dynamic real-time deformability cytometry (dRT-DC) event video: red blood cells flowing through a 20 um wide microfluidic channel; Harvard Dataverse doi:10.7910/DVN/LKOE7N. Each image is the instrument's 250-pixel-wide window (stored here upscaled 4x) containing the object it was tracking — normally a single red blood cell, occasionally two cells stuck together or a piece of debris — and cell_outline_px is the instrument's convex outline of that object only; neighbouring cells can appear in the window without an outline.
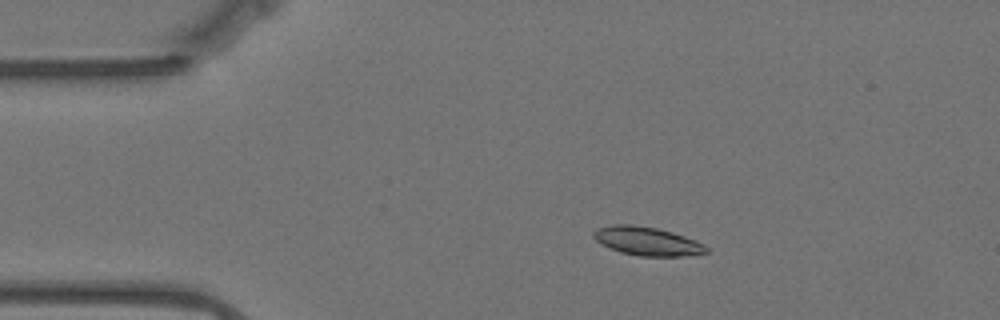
{"species": "Egyptian fruit bat (a non-hibernating species)", "species_latin": "Rousettus aegyptiacus", "temperature_condition": "warm", "stored_images_in_passage": 59, "camera_frame_rate_fps": 3000, "um_per_image_px": 0.085, "animal": {"sex": "female"}, "frame": {"image": 1, "passage_image": 11, "time_ms": 3.333, "image_size_px": [1000, 320], "cell_outline_px": [[708, 252], [680, 256], [640, 256], [620, 252], [600, 244], [592, 236], [592, 232], [600, 228], [612, 224], [632, 224], [656, 228], [672, 232], [696, 240], [704, 244], [708, 248]], "centroid_in_image_um": [54.98, 20.49], "position_along_channel_um": 30.0, "area_um2": 18.73}}
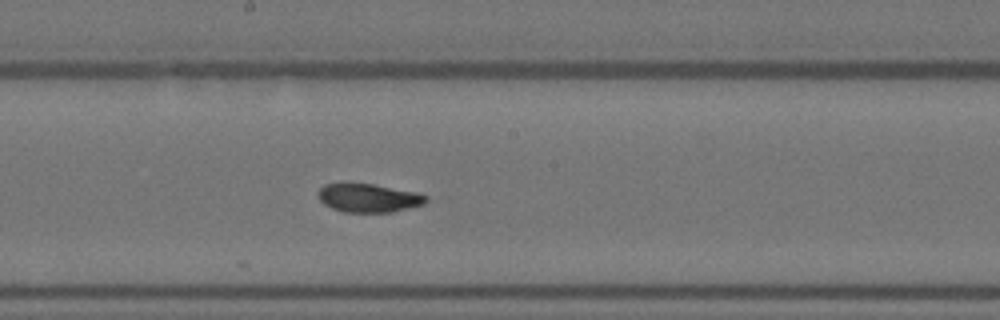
{"frame": {"image": 2, "passage_image": 31, "time_ms": 10.0, "image_size_px": [1000, 320], "cell_outline_px": [[428, 200], [424, 204], [392, 212], [344, 212], [332, 208], [324, 204], [320, 200], [320, 188], [324, 184], [372, 184], [420, 192], [428, 196]], "centroid_in_image_um": [31.4, 16.83], "position_along_channel_um": 216.8, "area_um2": 17.8}}
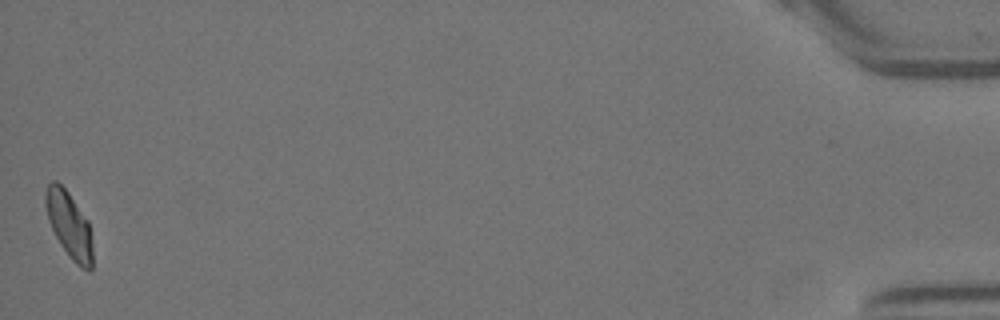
{"frame": {"image": 3, "passage_image": 58, "time_ms": 19.0, "image_size_px": [1000, 320], "cell_outline_px": [[92, 268], [88, 272], [80, 268], [72, 260], [60, 244], [48, 220], [44, 204], [44, 192], [48, 184], [52, 180], [56, 180], [68, 192], [88, 220], [92, 248]], "centroid_in_image_um": [5.86, 19.11], "position_along_channel_um": 429.3, "area_um2": 18.21}, "authors_computed_cell_mechanics": {"area_um2": 18.2648, "velocity_mm_per_s": 3.4711, "shape_relaxation_time_tau1_ms": 3.0965, "shape_relaxation_time_tau2_ms": 2.7855, "deformation_change_tau1": 0.0928, "deformation_change_tau2": 0.0757}}